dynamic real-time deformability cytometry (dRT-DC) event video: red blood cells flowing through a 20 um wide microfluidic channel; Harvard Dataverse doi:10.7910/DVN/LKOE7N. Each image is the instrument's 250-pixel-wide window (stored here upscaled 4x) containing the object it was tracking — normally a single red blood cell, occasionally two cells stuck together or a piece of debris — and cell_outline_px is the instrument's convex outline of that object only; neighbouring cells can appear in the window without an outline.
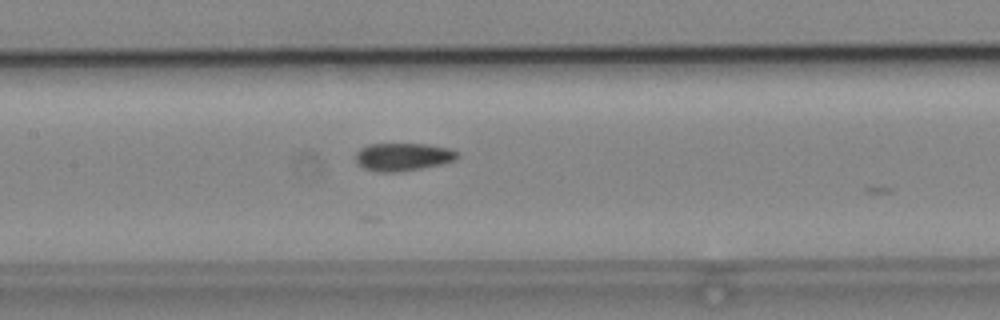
{"species": "common noctule bat (a hibernating species)", "species_latin": "Nyctalus noctula", "temperature_condition": "cold", "stored_images_in_passage": 14, "camera_frame_rate_fps": 3000, "um_per_image_px": 0.085, "animal": {"sex": "male", "body_mass_g": 19.2, "forearm_length_mm": 51.8}, "frame": {"image": 1, "passage_image": 11, "time_ms": 3.333, "image_size_px": [1000, 320], "cell_outline_px": [[460, 156], [456, 160], [440, 164], [400, 172], [376, 172], [364, 168], [356, 160], [356, 152], [360, 148], [368, 144], [428, 144], [452, 148]], "centroid_in_image_um": [34.27, 13.32], "position_along_channel_um": 173.1, "area_um2": 16.59}}